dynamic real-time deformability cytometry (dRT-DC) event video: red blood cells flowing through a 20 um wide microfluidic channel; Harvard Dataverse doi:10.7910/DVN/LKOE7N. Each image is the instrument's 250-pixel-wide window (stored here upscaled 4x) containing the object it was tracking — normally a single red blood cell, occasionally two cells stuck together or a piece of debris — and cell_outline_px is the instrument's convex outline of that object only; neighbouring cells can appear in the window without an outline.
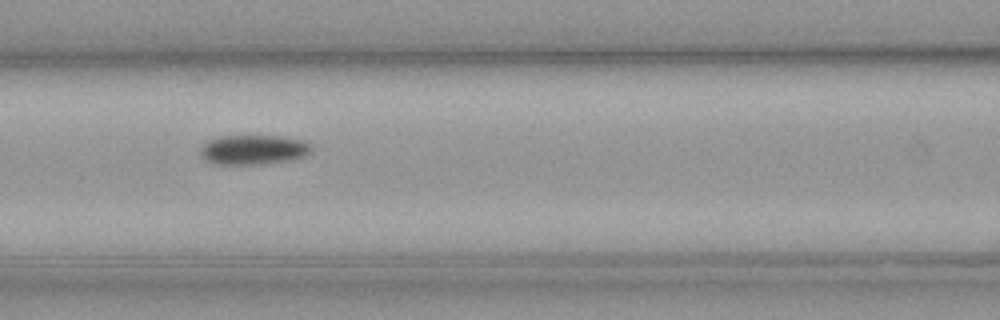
{"species": "common noctule bat (a hibernating species)", "species_latin": "Nyctalus noctula", "temperature_condition": "cold", "stored_images_in_passage": 42, "camera_frame_rate_fps": 3000, "um_per_image_px": 0.085, "animal": {"sex": "male", "body_mass_g": 23.1, "forearm_length_mm": 52.7}, "frame": {"image": 1, "passage_image": 8, "time_ms": 2.333, "image_size_px": [1000, 320], "cell_outline_px": [[312, 148], [304, 156], [288, 160], [256, 164], [216, 164], [204, 160], [200, 152], [200, 148], [208, 140], [216, 136], [276, 136], [300, 140], [312, 144]], "centroid_in_image_um": [21.48, 12.72], "position_along_channel_um": 145.1, "area_um2": 18.96}}
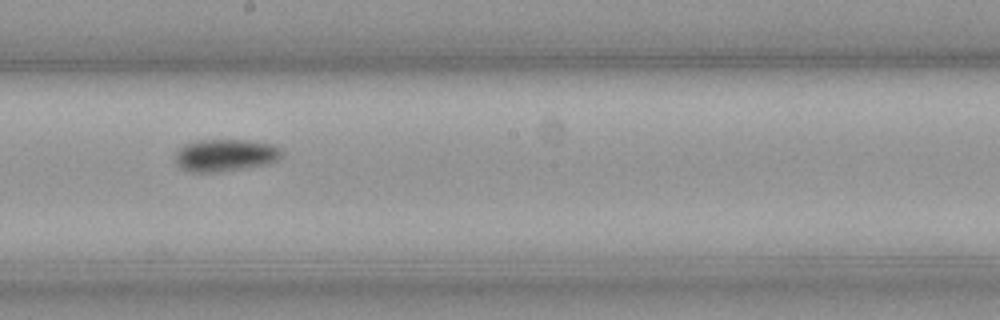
{"frame": {"image": 2, "passage_image": 15, "time_ms": 4.667, "image_size_px": [1000, 320], "cell_outline_px": [[284, 152], [276, 160], [260, 164], [208, 172], [196, 172], [180, 168], [176, 164], [176, 152], [184, 144], [196, 140], [248, 140], [272, 144], [280, 148]], "centroid_in_image_um": [19.1, 13.15], "position_along_channel_um": 229.1, "area_um2": 19.36}}
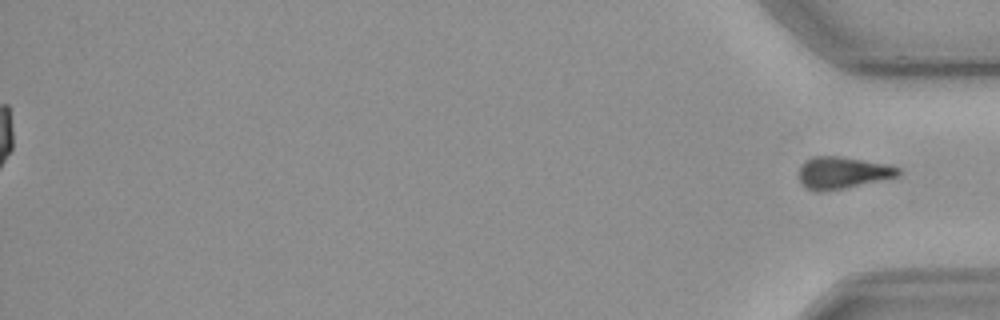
{"frame": {"image": 3, "passage_image": 42, "time_ms": 13.667, "image_size_px": [1000, 320], "cell_outline_px": [[900, 172], [896, 176], [840, 188], [816, 192], [808, 188], [800, 180], [800, 164], [804, 160], [812, 156], [840, 156], [884, 164], [900, 168]], "centroid_in_image_um": [71.54, 14.65], "position_along_channel_um": 363.7, "area_um2": 17.8}, "authors_computed_cell_mechanics": {"area_um2": 18.1781, "velocity_mm_per_s": 3.6077, "shape_relaxation_time_tau1_ms": 4.5287, "shape_relaxation_time_tau2_ms": null, "deformation_change_tau1": 0.1117, "deformation_change_tau2": null}}